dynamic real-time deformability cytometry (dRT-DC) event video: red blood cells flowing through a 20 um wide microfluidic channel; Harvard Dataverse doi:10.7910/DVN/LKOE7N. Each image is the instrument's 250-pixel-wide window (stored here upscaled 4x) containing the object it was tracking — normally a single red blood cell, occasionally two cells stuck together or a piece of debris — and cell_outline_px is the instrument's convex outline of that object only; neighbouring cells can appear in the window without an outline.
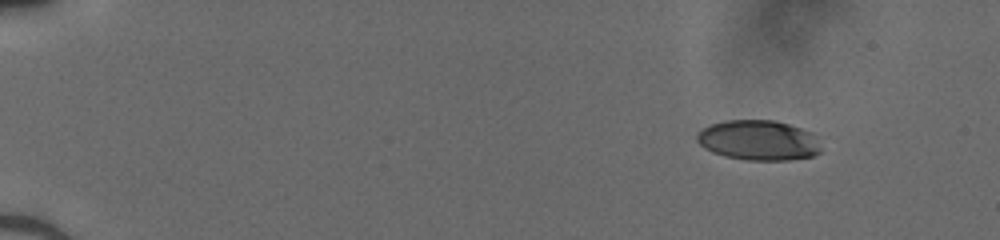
{"species": "human", "species_latin": "Homo sapiens", "temperature_condition": "cold", "stored_images_in_passage": 46, "camera_frame_rate_fps": 3000, "um_per_image_px": 0.085, "donor": {"sex": "male"}, "frame": {"image": 1, "passage_image": 1, "time_ms": 0.0, "image_size_px": [1000, 240], "cell_outline_px": [[820, 152], [812, 156], [788, 160], [748, 160], [724, 156], [712, 152], [704, 148], [696, 140], [696, 136], [704, 128], [712, 124], [724, 120], [772, 120], [788, 124], [812, 132], [820, 148]], "centroid_in_image_um": [64.45, 11.93], "position_along_channel_um": 20.5, "area_um2": 28.78}}
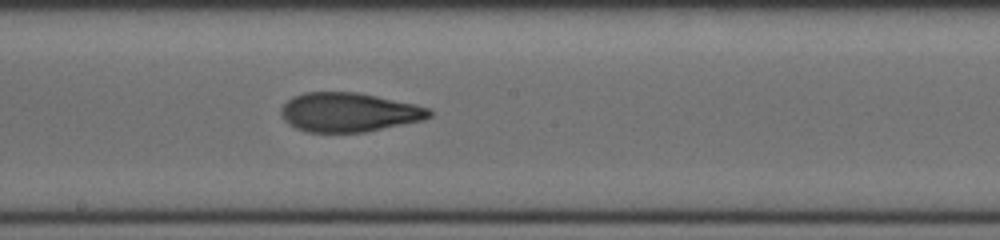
{"frame": {"image": 2, "passage_image": 25, "time_ms": 8.0, "image_size_px": [1000, 240], "cell_outline_px": [[432, 116], [424, 120], [364, 132], [308, 132], [296, 128], [288, 124], [284, 120], [280, 112], [280, 108], [292, 96], [304, 92], [356, 92], [416, 104], [428, 108], [432, 112]], "centroid_in_image_um": [29.64, 9.54], "position_along_channel_um": 218.6, "area_um2": 33.87}}
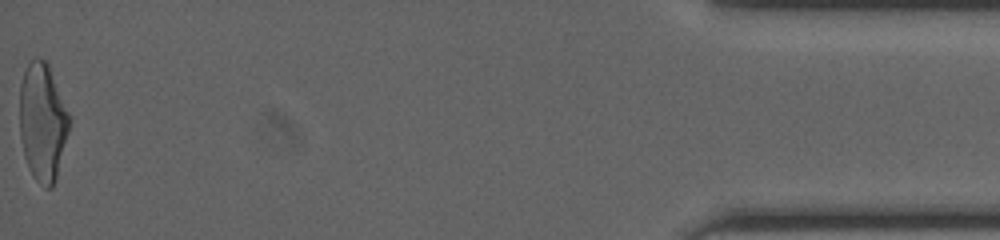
{"frame": {"image": 3, "passage_image": 46, "time_ms": 15.0, "image_size_px": [1000, 240], "cell_outline_px": [[72, 116], [68, 132], [56, 176], [52, 188], [44, 188], [32, 176], [28, 168], [24, 156], [20, 136], [20, 84], [24, 72], [28, 64], [36, 56], [44, 60], [48, 64]], "centroid_in_image_um": [3.63, 10.36], "position_along_channel_um": 431.6, "area_um2": 34.28}}